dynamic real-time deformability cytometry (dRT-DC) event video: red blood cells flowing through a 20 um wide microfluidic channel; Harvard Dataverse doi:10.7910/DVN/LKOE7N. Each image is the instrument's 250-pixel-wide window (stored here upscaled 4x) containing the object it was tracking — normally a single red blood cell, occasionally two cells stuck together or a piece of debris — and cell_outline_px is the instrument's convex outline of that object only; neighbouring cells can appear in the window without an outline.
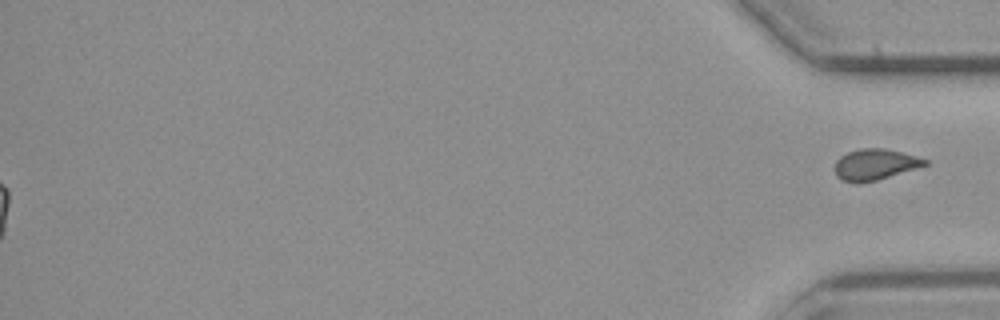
{"species": "common noctule bat (a hibernating species)", "species_latin": "Nyctalus noctula", "temperature_condition": "cold", "stored_images_in_passage": 55, "segment_of_instrument_passage": [2, 2], "camera_frame_rate_fps": 3000, "um_per_image_px": 0.085, "animal": {"sex": "male", "body_mass_g": 23.1, "forearm_length_mm": 52.7}, "frame": {"image": 1, "passage_image": 55, "time_ms": 18.0, "image_size_px": [1000, 320], "cell_outline_px": [[928, 164], [916, 168], [876, 180], [860, 184], [840, 180], [836, 176], [836, 160], [840, 156], [848, 152], [860, 148], [884, 148], [916, 156], [928, 160]], "centroid_in_image_um": [74.34, 13.98], "position_along_channel_um": 360.9, "area_um2": 16.18}}